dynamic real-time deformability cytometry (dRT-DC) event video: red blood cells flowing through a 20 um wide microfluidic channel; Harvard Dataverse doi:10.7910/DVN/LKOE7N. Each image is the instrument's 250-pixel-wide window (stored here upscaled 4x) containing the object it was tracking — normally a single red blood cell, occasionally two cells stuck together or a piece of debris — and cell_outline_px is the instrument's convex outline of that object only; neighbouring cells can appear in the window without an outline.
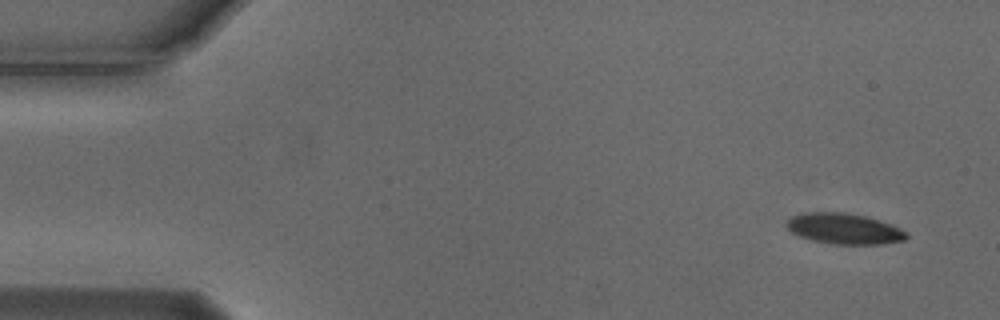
{"species": "Egyptian fruit bat (a non-hibernating species)", "species_latin": "Rousettus aegyptiacus", "temperature_condition": "cold", "stored_images_in_passage": 33, "camera_frame_rate_fps": 3000, "um_per_image_px": 0.085, "animal": {"sex": "male"}, "frame": {"image": 1, "passage_image": 1, "time_ms": 0.0, "image_size_px": [1000, 320], "cell_outline_px": [[908, 236], [904, 240], [880, 244], [836, 244], [812, 240], [800, 236], [792, 232], [784, 224], [792, 216], [804, 212], [844, 212], [864, 216], [880, 220], [892, 224], [908, 232]], "centroid_in_image_um": [71.76, 19.43], "position_along_channel_um": 13.2, "area_um2": 21.44}}
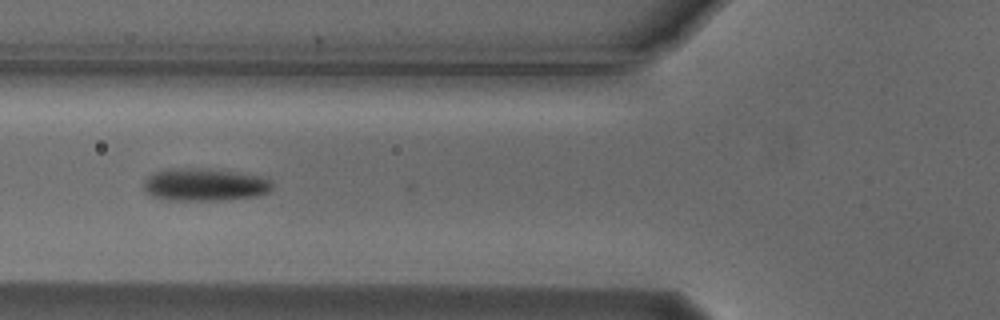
{"frame": {"image": 2, "passage_image": 18, "time_ms": 5.667, "image_size_px": [1000, 320], "cell_outline_px": [[272, 188], [268, 192], [256, 196], [220, 200], [168, 200], [152, 196], [144, 192], [144, 184], [148, 176], [156, 172], [188, 168], [200, 168], [232, 172], [256, 176], [268, 180], [272, 184]], "centroid_in_image_um": [17.36, 15.72], "position_along_channel_um": 108.4, "area_um2": 23.76}}
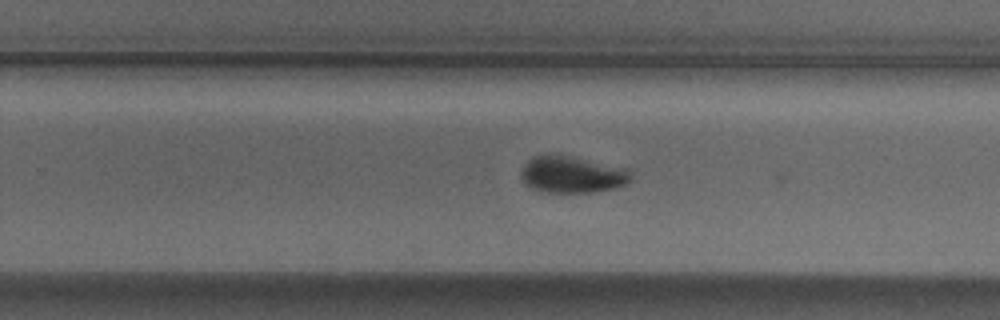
{"frame": {"image": 3, "passage_image": 32, "time_ms": 10.333, "image_size_px": [1000, 320], "cell_outline_px": [[632, 180], [628, 184], [616, 188], [596, 192], [540, 192], [532, 188], [520, 176], [520, 172], [524, 164], [532, 156], [568, 156], [624, 168], [632, 176]], "centroid_in_image_um": [48.63, 14.87], "position_along_channel_um": 281.2, "area_um2": 23.12}}